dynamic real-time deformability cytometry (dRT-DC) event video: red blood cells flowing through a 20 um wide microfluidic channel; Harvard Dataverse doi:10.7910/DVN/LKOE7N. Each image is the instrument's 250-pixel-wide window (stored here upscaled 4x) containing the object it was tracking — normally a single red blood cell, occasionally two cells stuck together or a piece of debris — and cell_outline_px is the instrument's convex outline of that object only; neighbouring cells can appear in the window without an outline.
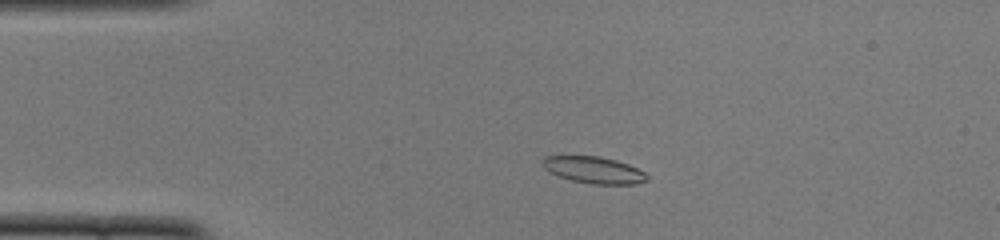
{"species": "common noctule bat (a hibernating species)", "species_latin": "Nyctalus noctula", "temperature_condition": "cold", "stored_images_in_passage": 45, "camera_frame_rate_fps": 3000, "um_per_image_px": 0.085, "animal": {"sex": "female", "body_mass_g": 22.0, "forearm_length_mm": 56.7}, "frame": {"image": 1, "passage_image": 4, "time_ms": 1.0, "image_size_px": [1000, 240], "cell_outline_px": [[648, 180], [636, 184], [592, 184], [572, 180], [560, 176], [544, 168], [544, 156], [600, 156], [616, 160], [628, 164], [644, 172], [648, 176]], "centroid_in_image_um": [50.53, 14.45], "position_along_channel_um": 34.5, "area_um2": 16.01}}
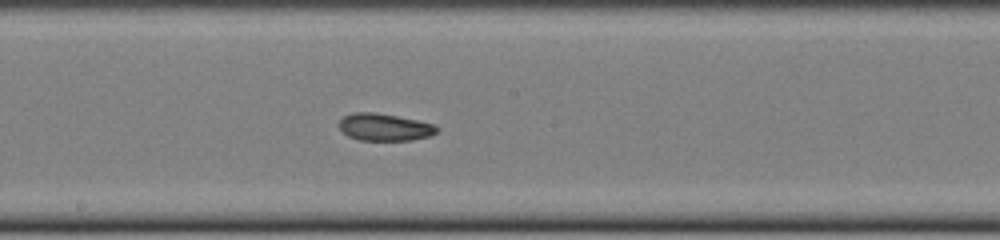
{"frame": {"image": 2, "passage_image": 21, "time_ms": 6.667, "image_size_px": [1000, 240], "cell_outline_px": [[440, 128], [432, 136], [412, 140], [360, 140], [348, 136], [340, 128], [340, 120], [344, 116], [352, 112], [376, 112], [416, 120], [432, 124]], "centroid_in_image_um": [32.7, 10.81], "position_along_channel_um": 215.5, "area_um2": 15.43}}
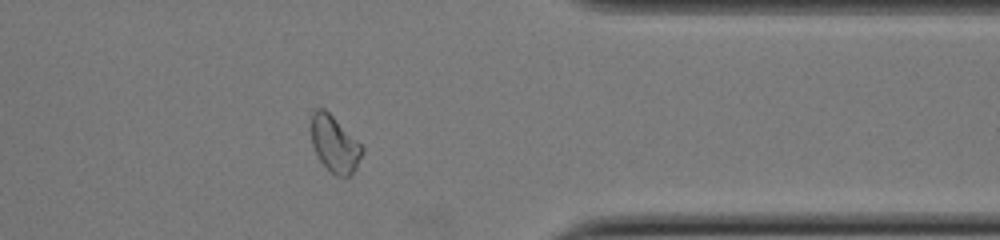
{"frame": {"image": 3, "passage_image": 35, "time_ms": 11.333, "image_size_px": [1000, 240], "cell_outline_px": [[364, 152], [356, 168], [348, 176], [336, 176], [320, 160], [312, 144], [312, 112], [316, 108], [324, 108], [364, 148]], "centroid_in_image_um": [28.45, 12.25], "position_along_channel_um": 382.9, "area_um2": 16.24}, "authors_computed_cell_mechanics": {"area_um2": 16.0684, "velocity_mm_per_s": 3.8485, "shape_relaxation_time_tau1_ms": null, "shape_relaxation_time_tau2_ms": 3.7929, "deformation_change_tau1": null, "deformation_change_tau2": 0.0869}}